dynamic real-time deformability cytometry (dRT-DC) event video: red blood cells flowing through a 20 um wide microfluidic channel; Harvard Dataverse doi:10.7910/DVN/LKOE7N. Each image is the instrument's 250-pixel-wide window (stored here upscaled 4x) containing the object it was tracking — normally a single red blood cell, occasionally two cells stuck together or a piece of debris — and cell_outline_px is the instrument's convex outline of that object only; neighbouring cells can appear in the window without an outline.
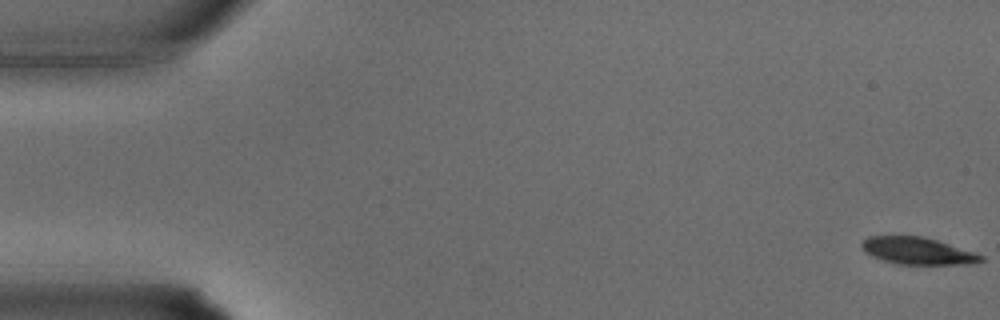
{"species": "common noctule bat (a hibernating species)", "species_latin": "Nyctalus noctula", "temperature_condition": "warm", "stored_images_in_passage": 35, "camera_frame_rate_fps": 3000, "um_per_image_px": 0.085, "animal": {"sex": "male", "body_mass_g": 15.6}, "frame": {"image": 1, "passage_image": 1, "time_ms": 0.0, "image_size_px": [1000, 320], "cell_outline_px": [[984, 260], [972, 264], [900, 264], [884, 260], [872, 256], [864, 252], [860, 244], [868, 236], [920, 236], [936, 240], [984, 256]], "centroid_in_image_um": [77.96, 21.33], "position_along_channel_um": 7.0, "area_um2": 18.5}}
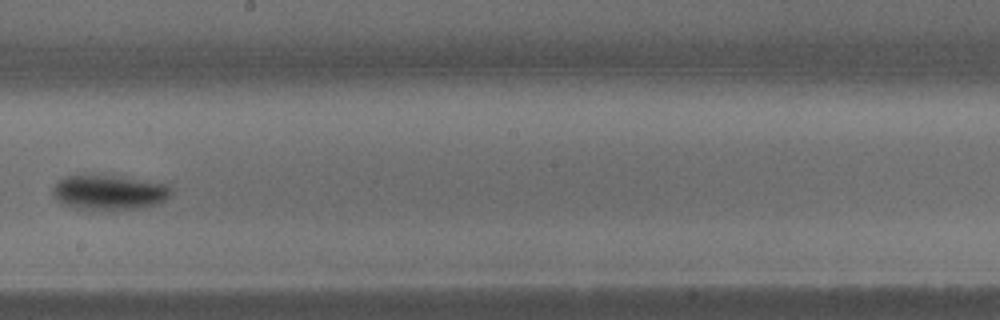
{"frame": {"image": 2, "passage_image": 20, "time_ms": 6.333, "image_size_px": [1000, 320], "cell_outline_px": [[172, 192], [160, 204], [140, 208], [72, 208], [56, 200], [52, 196], [52, 188], [64, 176], [112, 176], [164, 184], [172, 188]], "centroid_in_image_um": [9.25, 16.36], "position_along_channel_um": 239.0, "area_um2": 23.24}}
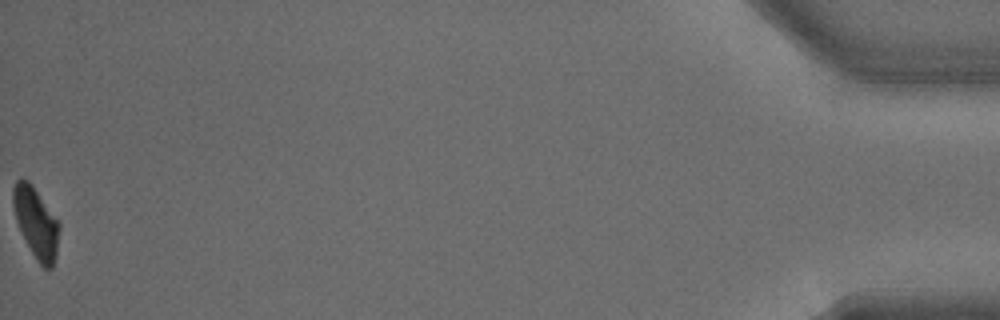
{"frame": {"image": 3, "passage_image": 35, "time_ms": 11.333, "image_size_px": [1000, 320], "cell_outline_px": [[60, 228], [56, 256], [52, 268], [44, 268], [36, 260], [16, 220], [12, 204], [12, 188], [16, 180], [20, 176], [28, 180], [32, 184], [60, 220]], "centroid_in_image_um": [3.08, 18.86], "position_along_channel_um": 432.1, "area_um2": 19.25}}